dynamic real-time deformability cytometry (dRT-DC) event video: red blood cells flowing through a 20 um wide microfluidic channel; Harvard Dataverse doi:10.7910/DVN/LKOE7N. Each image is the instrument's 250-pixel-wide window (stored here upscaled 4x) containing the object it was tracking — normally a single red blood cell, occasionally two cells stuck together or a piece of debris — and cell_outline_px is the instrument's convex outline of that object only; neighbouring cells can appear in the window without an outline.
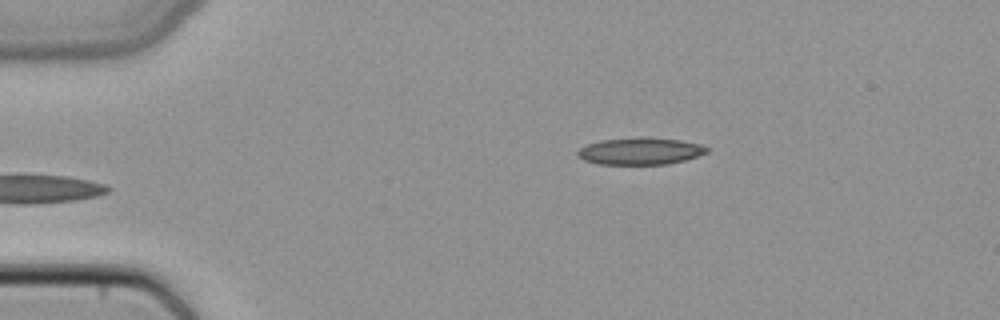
{"species": "common noctule bat (a hibernating species)", "species_latin": "Nyctalus noctula", "temperature_condition": "cold", "stored_images_in_passage": 3, "camera_frame_rate_fps": 3000, "um_per_image_px": 0.085, "animal": {"sex": "female", "body_mass_g": 22.7, "forearm_length_mm": 54.2}, "frame": {"image": 1, "passage_image": 3, "time_ms": 0.667, "image_size_px": [1000, 320], "cell_outline_px": [[708, 152], [684, 160], [668, 164], [600, 164], [584, 160], [576, 152], [580, 148], [588, 144], [600, 140], [640, 136], [680, 140], [700, 144], [708, 148]], "centroid_in_image_um": [54.42, 12.83], "position_along_channel_um": 30.6, "area_um2": 20.29}}